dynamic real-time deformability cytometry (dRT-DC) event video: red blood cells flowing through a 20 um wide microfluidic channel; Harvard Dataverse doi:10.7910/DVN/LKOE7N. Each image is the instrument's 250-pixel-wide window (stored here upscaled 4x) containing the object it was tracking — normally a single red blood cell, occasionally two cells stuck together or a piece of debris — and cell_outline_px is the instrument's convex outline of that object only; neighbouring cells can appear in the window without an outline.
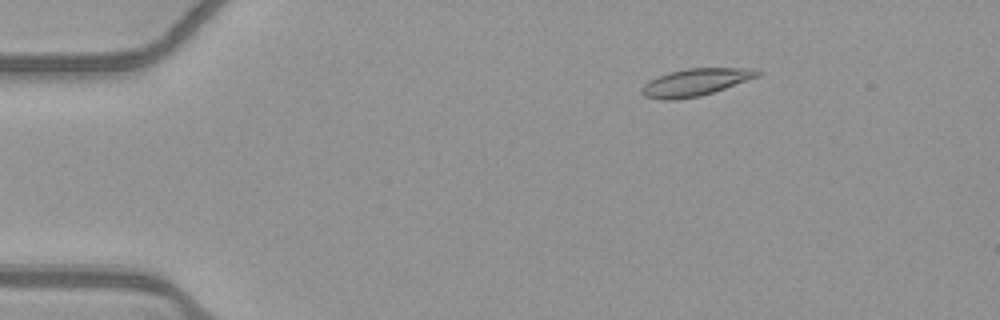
{"species": "common noctule bat (a hibernating species)", "species_latin": "Nyctalus noctula", "temperature_condition": "warm", "stored_images_in_passage": 54, "camera_frame_rate_fps": 3000, "um_per_image_px": 0.085, "animal": {"sex": "female", "body_mass_g": 21.9}, "frame": {"image": 1, "passage_image": 9, "time_ms": 2.667, "image_size_px": [1000, 320], "cell_outline_px": [[760, 76], [700, 96], [676, 100], [660, 100], [644, 96], [640, 92], [640, 88], [648, 80], [668, 72], [688, 68], [752, 68], [760, 72]], "centroid_in_image_um": [59.05, 7.0], "position_along_channel_um": 25.9, "area_um2": 18.44}}
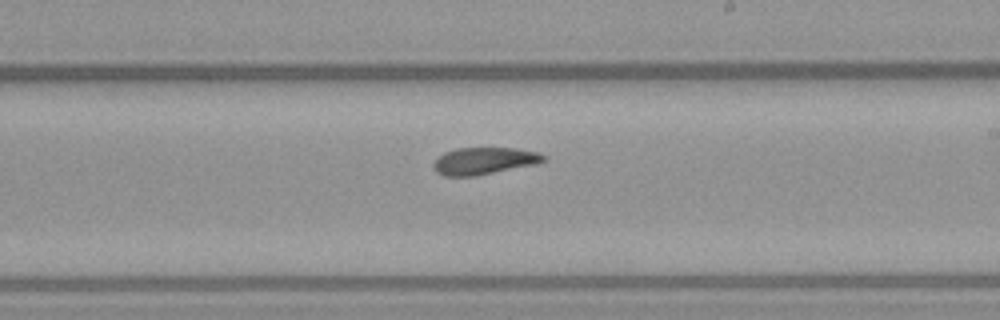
{"frame": {"image": 2, "passage_image": 32, "time_ms": 10.333, "image_size_px": [1000, 320], "cell_outline_px": [[544, 160], [536, 164], [476, 176], [444, 176], [436, 172], [432, 164], [444, 152], [456, 148], [516, 148], [540, 152], [544, 156]], "centroid_in_image_um": [41.14, 13.67], "position_along_channel_um": 247.9, "area_um2": 17.34}}
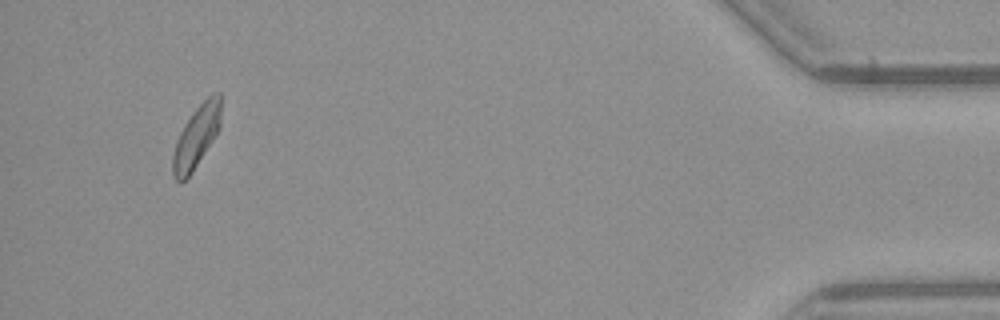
{"frame": {"image": 3, "passage_image": 51, "time_ms": 16.667, "image_size_px": [1000, 320], "cell_outline_px": [[220, 124], [212, 140], [192, 172], [180, 184], [172, 176], [172, 156], [176, 140], [184, 124], [196, 108], [212, 92], [220, 92]], "centroid_in_image_um": [16.65, 11.64], "position_along_channel_um": 418.5, "area_um2": 17.17}, "authors_computed_cell_mechanics": {"area_um2": 17.8602, "velocity_mm_per_s": 3.8829, "shape_relaxation_time_tau1_ms": 8.5866, "shape_relaxation_time_tau2_ms": 7.9688, "deformation_change_tau1": 0.1816, "deformation_change_tau2": 0.17}}